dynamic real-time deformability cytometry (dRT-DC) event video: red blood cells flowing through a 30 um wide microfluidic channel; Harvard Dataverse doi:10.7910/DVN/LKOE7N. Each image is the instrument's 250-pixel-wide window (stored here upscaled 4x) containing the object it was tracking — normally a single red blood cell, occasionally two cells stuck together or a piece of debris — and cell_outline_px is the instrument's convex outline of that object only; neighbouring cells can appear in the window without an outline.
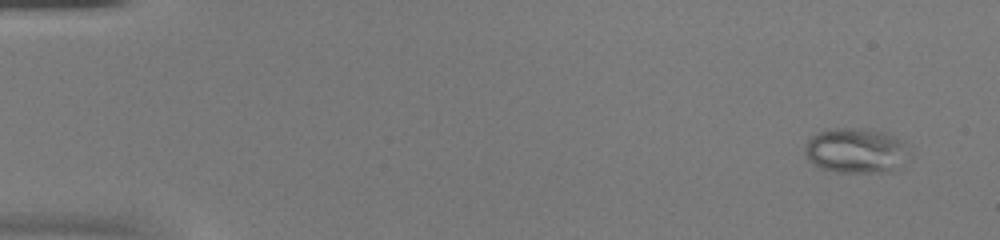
{"species": "common noctule bat (a hibernating species)", "species_latin": "Nyctalus noctula", "temperature_condition": "warm", "stored_images_in_passage": 54, "camera_frame_rate_fps": 3000, "um_per_image_px": 0.085, "animal": {"sex": "female", "body_mass_g": 20.0, "forearm_length_mm": 54.0}, "frame": {"image": 1, "passage_image": 4, "time_ms": 1.0, "image_size_px": [1000, 240], "cell_outline_px": [[900, 144], [896, 172], [836, 172], [820, 168], [804, 156], [804, 144], [812, 136], [828, 128], [868, 128], [888, 132], [896, 136], [900, 140]], "centroid_in_image_um": [72.57, 12.78], "position_along_channel_um": 12.4, "area_um2": 26.65}}
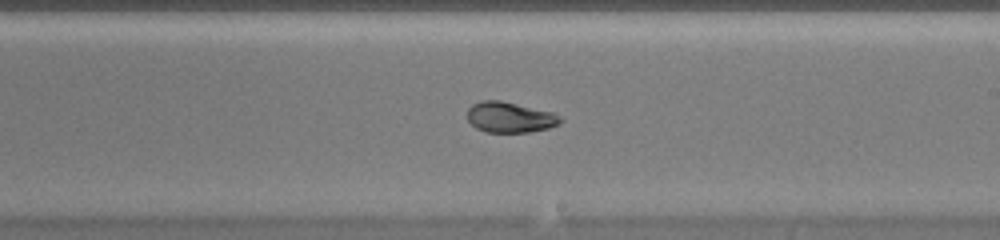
{"frame": {"image": 2, "passage_image": 33, "time_ms": 10.667, "image_size_px": [1000, 240], "cell_outline_px": [[564, 120], [560, 124], [548, 128], [528, 132], [484, 132], [476, 128], [468, 120], [468, 108], [472, 104], [480, 100], [500, 100], [552, 112]], "centroid_in_image_um": [43.33, 9.97], "position_along_channel_um": 245.7, "area_um2": 16.59}}
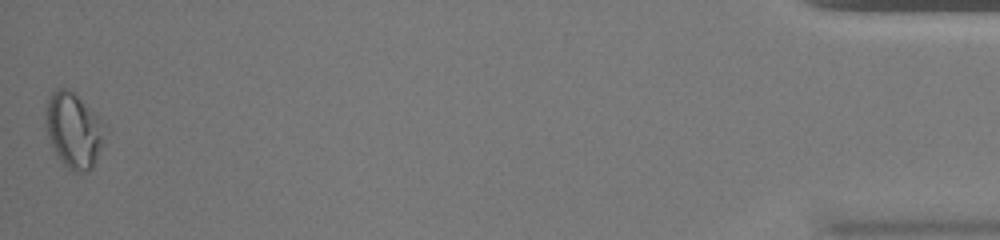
{"frame": {"image": 3, "passage_image": 54, "time_ms": 17.667, "image_size_px": [1000, 240], "cell_outline_px": [[108, 128], [92, 168], [88, 172], [76, 172], [68, 168], [64, 164], [56, 152], [48, 136], [44, 124], [44, 112], [48, 100], [52, 92], [60, 88], [68, 88]], "centroid_in_image_um": [6.24, 11.08], "position_along_channel_um": 429.0, "area_um2": 25.43}}